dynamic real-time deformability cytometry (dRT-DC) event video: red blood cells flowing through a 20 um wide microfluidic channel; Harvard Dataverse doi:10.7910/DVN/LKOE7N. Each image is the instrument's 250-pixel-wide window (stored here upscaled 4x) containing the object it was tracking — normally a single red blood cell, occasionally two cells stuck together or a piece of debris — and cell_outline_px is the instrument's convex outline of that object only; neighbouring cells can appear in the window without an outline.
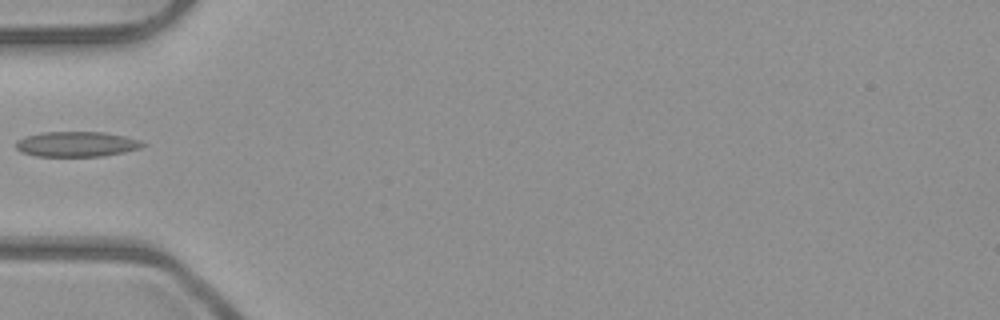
{"species": "common noctule bat (a hibernating species)", "species_latin": "Nyctalus noctula", "temperature_condition": "room temperature", "stored_images_in_passage": 5, "camera_frame_rate_fps": 3000, "um_per_image_px": 0.085, "animal": {"sex": "male", "body_mass_g": 23.1, "forearm_length_mm": 52.7}, "frame": {"image": 1, "passage_image": 1, "time_ms": 0.0, "image_size_px": [1000, 320], "cell_outline_px": [[148, 144], [140, 148], [124, 152], [100, 156], [36, 156], [24, 152], [16, 148], [16, 140], [28, 136], [44, 132], [104, 132], [124, 136], [140, 140]], "centroid_in_image_um": [6.55, 12.25], "position_along_channel_um": 78.4, "area_um2": 18.44}}